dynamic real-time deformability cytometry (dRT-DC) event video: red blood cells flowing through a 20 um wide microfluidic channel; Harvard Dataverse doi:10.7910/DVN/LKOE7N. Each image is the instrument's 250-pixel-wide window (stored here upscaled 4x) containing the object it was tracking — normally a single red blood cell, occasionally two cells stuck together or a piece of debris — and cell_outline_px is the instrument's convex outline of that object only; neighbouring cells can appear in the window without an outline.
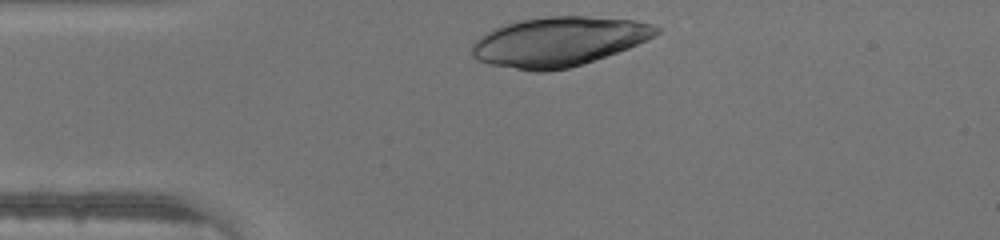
{"species": "human", "species_latin": "Homo sapiens", "temperature_condition": "warm", "stored_images_in_passage": 27, "camera_frame_rate_fps": 3000, "um_per_image_px": 0.085, "donor": {"sex": "male"}, "frame": {"image": 1, "passage_image": 1, "time_ms": 0.0, "image_size_px": [1000, 240], "cell_outline_px": [[660, 32], [656, 36], [628, 48], [584, 64], [568, 68], [548, 72], [532, 72], [488, 64], [476, 60], [472, 56], [472, 44], [484, 32], [508, 24], [524, 20], [548, 16], [584, 16], [632, 20], [652, 24], [660, 28]], "centroid_in_image_um": [47.48, 3.56], "position_along_channel_um": 37.5, "area_um2": 53.12}}
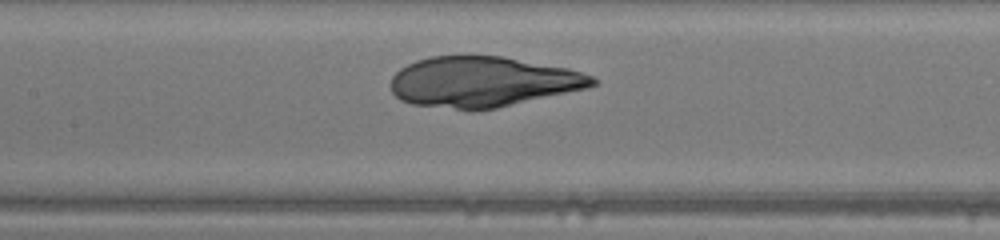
{"frame": {"image": 2, "passage_image": 12, "time_ms": 3.667, "image_size_px": [1000, 240], "cell_outline_px": [[600, 80], [596, 84], [588, 88], [496, 108], [476, 112], [468, 112], [412, 104], [400, 100], [392, 92], [388, 84], [392, 76], [400, 68], [416, 60], [432, 56], [504, 56], [568, 68], [592, 76]], "centroid_in_image_um": [41.0, 6.98], "position_along_channel_um": 166.4, "area_um2": 60.11}}
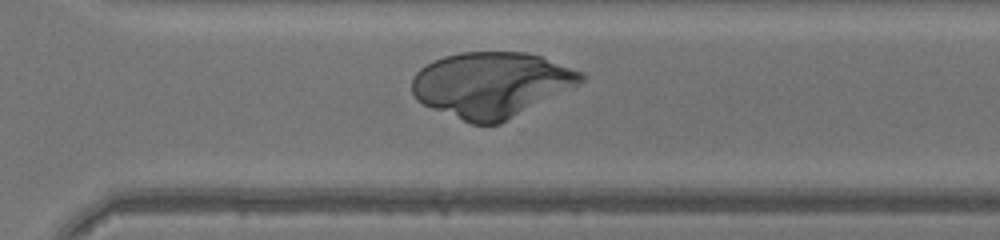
{"frame": {"image": 3, "passage_image": 23, "time_ms": 7.333, "image_size_px": [1000, 240], "cell_outline_px": [[588, 76], [584, 80], [500, 124], [472, 124], [432, 108], [416, 100], [412, 92], [412, 80], [416, 72], [420, 68], [444, 56], [460, 52], [524, 52], [540, 56], [584, 72]], "centroid_in_image_um": [41.74, 7.18], "position_along_channel_um": 328.9, "area_um2": 63.58}}